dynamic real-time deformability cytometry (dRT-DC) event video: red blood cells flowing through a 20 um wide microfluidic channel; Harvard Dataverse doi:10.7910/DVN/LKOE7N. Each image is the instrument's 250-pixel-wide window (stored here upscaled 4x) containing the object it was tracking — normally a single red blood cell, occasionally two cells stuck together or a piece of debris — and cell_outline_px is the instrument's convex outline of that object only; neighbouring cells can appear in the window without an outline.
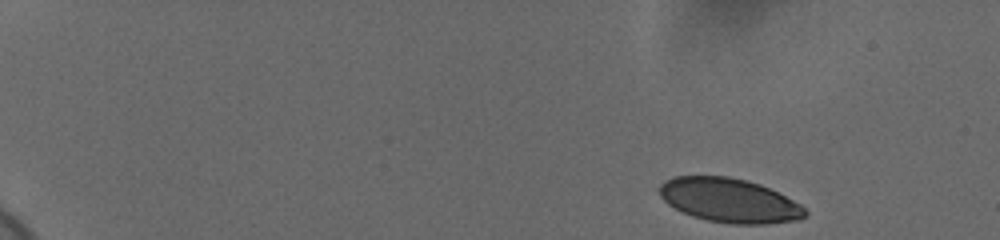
{"species": "human", "species_latin": "Homo sapiens", "temperature_condition": "cold", "stored_images_in_passage": 52, "camera_frame_rate_fps": 3000, "um_per_image_px": 0.085, "donor": {"sex": "female"}, "frame": {"image": 1, "passage_image": 1, "time_ms": 0.0, "image_size_px": [1000, 240], "cell_outline_px": [[808, 216], [800, 220], [768, 224], [732, 224], [708, 220], [692, 216], [668, 204], [660, 196], [656, 188], [664, 180], [672, 176], [728, 176], [748, 180], [760, 184], [800, 204], [808, 212]], "centroid_in_image_um": [61.98, 17.03], "position_along_channel_um": 23.0, "area_um2": 37.69}}
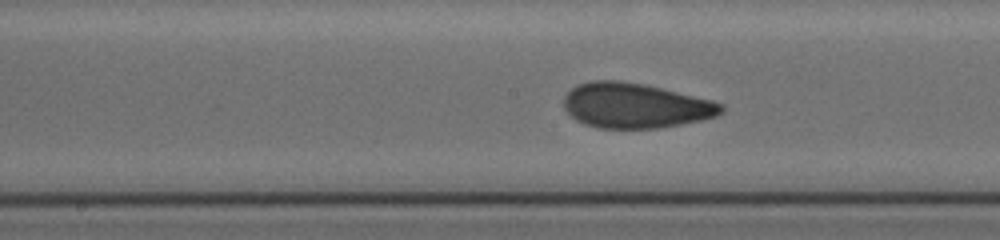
{"frame": {"image": 2, "passage_image": 27, "time_ms": 8.667, "image_size_px": [1000, 240], "cell_outline_px": [[724, 112], [716, 116], [700, 120], [680, 124], [656, 128], [596, 128], [584, 124], [576, 120], [564, 108], [564, 96], [576, 84], [592, 80], [620, 80], [644, 84], [712, 100], [724, 104]], "centroid_in_image_um": [53.98, 8.97], "position_along_channel_um": 194.2, "area_um2": 41.33}}
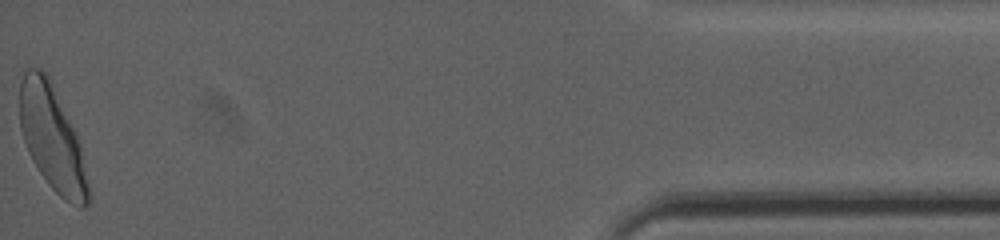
{"frame": {"image": 3, "passage_image": 52, "time_ms": 17.0, "image_size_px": [1000, 240], "cell_outline_px": [[92, 200], [84, 208], [80, 208], [64, 200], [48, 184], [32, 160], [28, 152], [20, 128], [20, 84], [24, 72], [28, 68], [40, 68], [48, 76], [80, 144], [92, 192]], "centroid_in_image_um": [4.46, 11.84], "position_along_channel_um": 430.7, "area_um2": 41.73}, "authors_computed_cell_mechanics": {"area_um2": 40.5467, "velocity_mm_per_s": 3.6712, "shape_relaxation_time_tau1_ms": 4.8482, "shape_relaxation_time_tau2_ms": 0.9507, "deformation_change_tau1": 0.1387, "deformation_change_tau2": 0.0614}}